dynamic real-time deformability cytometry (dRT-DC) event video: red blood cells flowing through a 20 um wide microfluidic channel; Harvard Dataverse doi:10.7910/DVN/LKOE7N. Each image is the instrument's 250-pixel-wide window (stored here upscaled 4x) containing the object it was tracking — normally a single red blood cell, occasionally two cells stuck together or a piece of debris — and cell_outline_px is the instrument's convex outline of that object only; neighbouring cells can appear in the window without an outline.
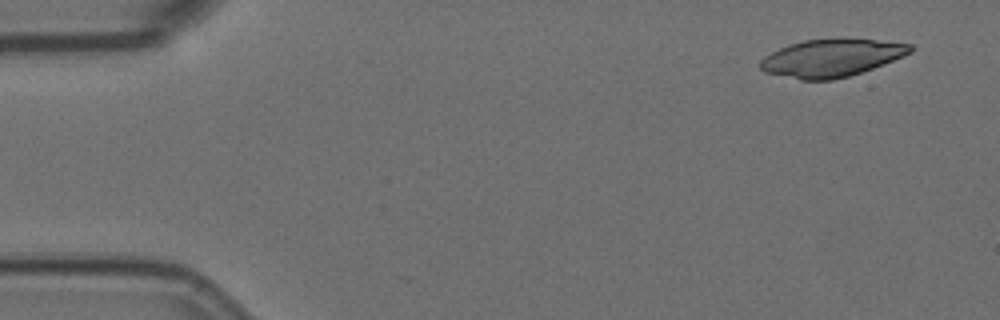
{"species": "Egyptian fruit bat (a non-hibernating species)", "species_latin": "Rousettus aegyptiacus", "temperature_condition": "room temperature", "stored_images_in_passage": 5, "camera_frame_rate_fps": 3000, "um_per_image_px": 0.085, "animal": {"sex": "female"}, "frame": {"image": 1, "passage_image": 1, "time_ms": 0.0, "image_size_px": [1000, 320], "cell_outline_px": [[912, 52], [904, 56], [872, 68], [848, 76], [832, 80], [800, 80], [764, 72], [760, 68], [760, 60], [764, 56], [788, 44], [804, 40], [872, 40], [912, 44]], "centroid_in_image_um": [70.62, 4.95], "position_along_channel_um": 14.4, "area_um2": 32.25}}